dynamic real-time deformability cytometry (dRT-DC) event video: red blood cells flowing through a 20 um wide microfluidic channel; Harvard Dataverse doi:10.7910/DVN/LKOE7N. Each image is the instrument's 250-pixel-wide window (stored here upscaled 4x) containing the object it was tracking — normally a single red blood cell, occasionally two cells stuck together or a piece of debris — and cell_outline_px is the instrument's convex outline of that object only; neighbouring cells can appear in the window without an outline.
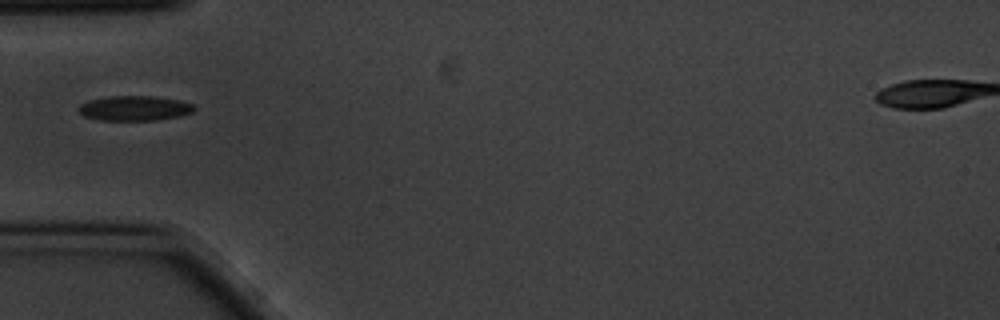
{"species": "common noctule bat (a hibernating species)", "species_latin": "Nyctalus noctula", "temperature_condition": "cold", "stored_images_in_passage": 1, "camera_frame_rate_fps": 3000, "um_per_image_px": 0.085, "animal": {"sex": "male", "body_mass_g": 20.1, "forearm_length_mm": 53.5}, "frame": {"image": 1, "passage_image": 1, "time_ms": 0.0, "image_size_px": [1000, 320], "cell_outline_px": [[196, 108], [192, 112], [180, 116], [156, 120], [100, 120], [84, 116], [76, 108], [80, 104], [88, 100], [108, 96], [152, 96], [180, 100], [192, 104]], "centroid_in_image_um": [11.41, 9.19], "position_along_channel_um": 73.6, "area_um2": 16.82}}